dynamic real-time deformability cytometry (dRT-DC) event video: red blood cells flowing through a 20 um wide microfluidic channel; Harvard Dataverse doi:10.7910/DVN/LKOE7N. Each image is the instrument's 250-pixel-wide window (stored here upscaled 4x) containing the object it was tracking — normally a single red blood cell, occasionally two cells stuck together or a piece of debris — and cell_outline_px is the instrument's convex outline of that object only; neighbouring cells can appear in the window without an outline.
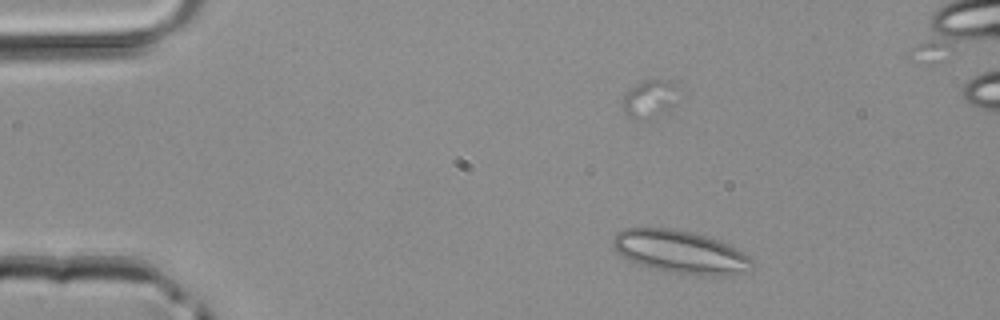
{"species": "common noctule bat (a hibernating species)", "species_latin": "Nyctalus noctula", "temperature_condition": "room temperature", "stored_images_in_passage": 3, "camera_frame_rate_fps": 3000, "um_per_image_px": 0.085, "animal": {"sex": "male", "body_mass_g": 20.4}, "frame": {"image": 1, "passage_image": 2, "time_ms": 0.333, "image_size_px": [1000, 320], "cell_outline_px": [[756, 264], [728, 276], [700, 276], [672, 272], [640, 264], [616, 252], [612, 248], [612, 240], [624, 228], [672, 228], [692, 232], [708, 236], [728, 244], [748, 256]], "centroid_in_image_um": [57.83, 21.4], "position_along_channel_um": 27.2, "area_um2": 34.33}}